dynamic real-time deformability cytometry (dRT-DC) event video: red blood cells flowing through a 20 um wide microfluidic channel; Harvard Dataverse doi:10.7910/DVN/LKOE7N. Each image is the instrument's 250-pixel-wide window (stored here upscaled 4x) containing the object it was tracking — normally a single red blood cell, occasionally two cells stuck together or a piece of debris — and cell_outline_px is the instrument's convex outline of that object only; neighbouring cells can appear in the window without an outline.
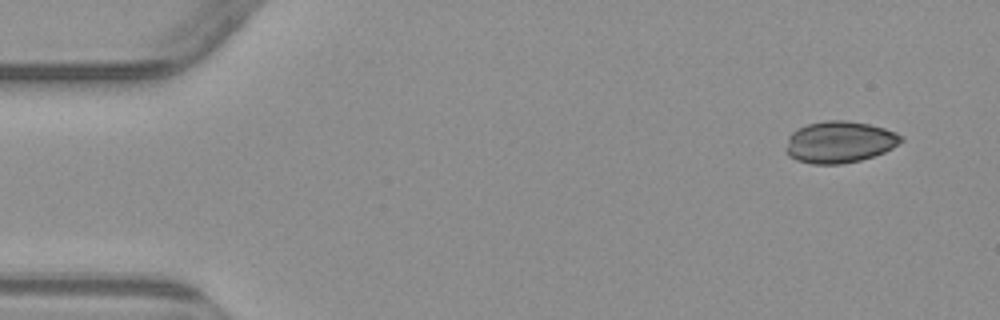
{"species": "common noctule bat (a hibernating species)", "species_latin": "Nyctalus noctula", "temperature_condition": "warm", "stored_images_in_passage": 4, "camera_frame_rate_fps": 3000, "um_per_image_px": 0.085, "animal": {"sex": "male", "body_mass_g": 23.1, "forearm_length_mm": 52.7}, "frame": {"image": 1, "passage_image": 1, "time_ms": 0.0, "image_size_px": [1000, 320], "cell_outline_px": [[904, 140], [892, 148], [884, 152], [860, 160], [840, 164], [812, 164], [796, 160], [788, 156], [784, 152], [784, 148], [788, 136], [796, 128], [808, 124], [828, 120], [844, 120], [868, 124], [884, 128], [896, 132], [904, 136]], "centroid_in_image_um": [71.32, 12.07], "position_along_channel_um": 13.7, "area_um2": 28.21}}
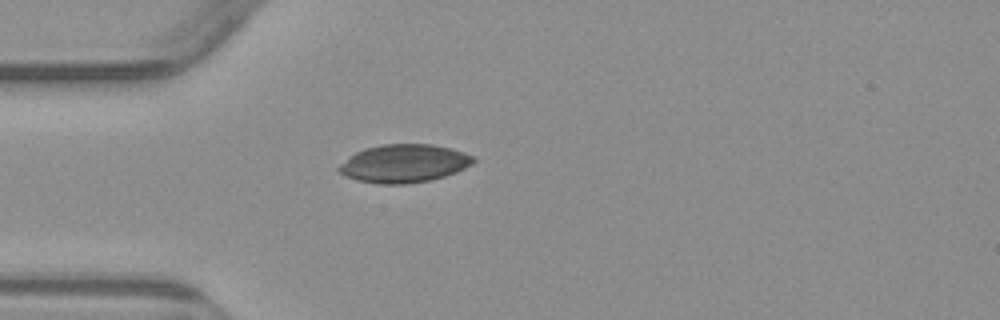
{"frame": {"image": 2, "passage_image": 4, "time_ms": 3.667, "image_size_px": [1000, 320], "cell_outline_px": [[476, 160], [472, 164], [456, 172], [444, 176], [428, 180], [404, 184], [380, 184], [356, 180], [344, 176], [336, 168], [348, 156], [364, 148], [384, 144], [432, 144], [452, 148], [476, 156]], "centroid_in_image_um": [34.33, 13.88], "position_along_channel_um": 50.7, "area_um2": 30.06}}